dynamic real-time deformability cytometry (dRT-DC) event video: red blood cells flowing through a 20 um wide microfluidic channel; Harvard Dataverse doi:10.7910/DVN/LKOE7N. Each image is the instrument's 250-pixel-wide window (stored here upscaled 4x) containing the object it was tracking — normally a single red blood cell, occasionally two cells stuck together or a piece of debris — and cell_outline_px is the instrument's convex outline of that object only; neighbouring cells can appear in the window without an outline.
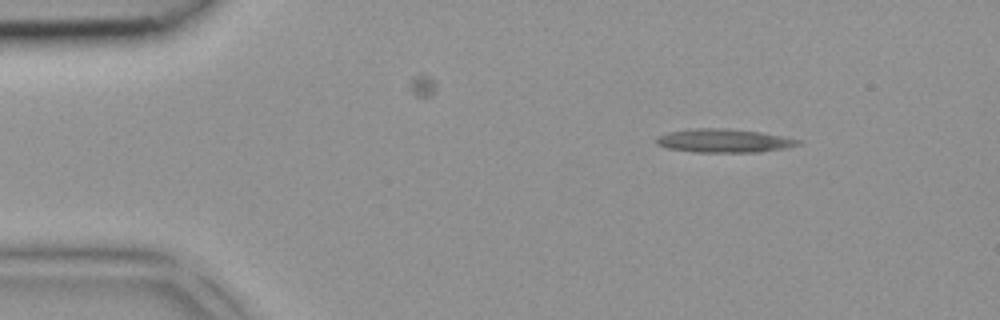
{"species": "common noctule bat (a hibernating species)", "species_latin": "Nyctalus noctula", "temperature_condition": "room temperature", "stored_images_in_passage": 2, "camera_frame_rate_fps": 3000, "um_per_image_px": 0.085, "animal": {"sex": "female", "body_mass_g": 18.4}, "frame": {"image": 1, "passage_image": 1, "time_ms": 0.0, "image_size_px": [1000, 320], "cell_outline_px": [[800, 144], [784, 148], [760, 152], [692, 152], [668, 148], [656, 144], [656, 136], [668, 132], [696, 128], [728, 128], [760, 132], [800, 140]], "centroid_in_image_um": [61.48, 11.96], "position_along_channel_um": 23.5, "area_um2": 19.36}}